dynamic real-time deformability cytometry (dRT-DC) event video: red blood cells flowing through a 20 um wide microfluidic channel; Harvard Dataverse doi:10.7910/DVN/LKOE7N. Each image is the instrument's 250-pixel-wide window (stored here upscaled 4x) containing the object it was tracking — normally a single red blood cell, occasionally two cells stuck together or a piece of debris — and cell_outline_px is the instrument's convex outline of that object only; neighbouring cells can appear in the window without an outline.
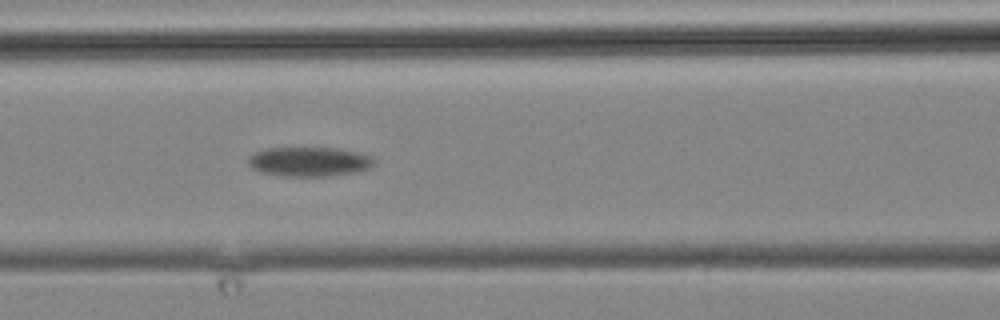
{"species": "common noctule bat (a hibernating species)", "species_latin": "Nyctalus noctula", "temperature_condition": "cold", "stored_images_in_passage": 14, "camera_frame_rate_fps": 3000, "um_per_image_px": 0.085, "animal": {"sex": "male", "body_mass_g": 19.2, "forearm_length_mm": 51.8}, "frame": {"image": 1, "passage_image": 14, "time_ms": 18.667, "image_size_px": [1000, 320], "cell_outline_px": [[376, 164], [368, 168], [356, 172], [328, 176], [280, 176], [260, 172], [252, 168], [248, 164], [248, 156], [252, 152], [264, 148], [340, 148], [360, 152], [372, 156], [376, 160]], "centroid_in_image_um": [26.28, 13.73], "position_along_channel_um": 140.3, "area_um2": 22.02}}